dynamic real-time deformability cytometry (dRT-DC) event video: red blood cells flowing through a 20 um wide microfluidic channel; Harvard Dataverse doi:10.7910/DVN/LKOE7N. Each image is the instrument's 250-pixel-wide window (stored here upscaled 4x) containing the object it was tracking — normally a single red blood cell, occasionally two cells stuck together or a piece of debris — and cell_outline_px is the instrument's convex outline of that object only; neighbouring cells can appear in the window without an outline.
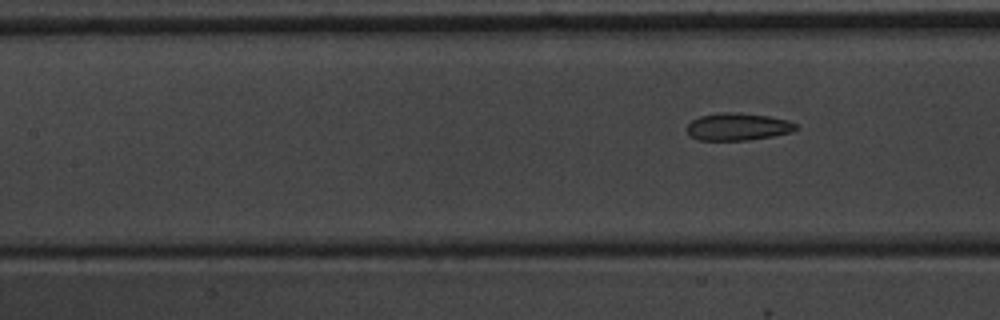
{"species": "common noctule bat (a hibernating species)", "species_latin": "Nyctalus noctula", "temperature_condition": "warm", "stored_images_in_passage": 9, "camera_frame_rate_fps": 3000, "um_per_image_px": 0.085, "animal": {"sex": "male", "body_mass_g": 20.1, "forearm_length_mm": 53.5}, "frame": {"image": 1, "passage_image": 9, "time_ms": 10.0, "image_size_px": [1000, 320], "cell_outline_px": [[800, 128], [792, 132], [772, 136], [748, 140], [696, 140], [688, 132], [688, 124], [692, 120], [700, 116], [724, 112], [728, 112], [768, 116], [788, 120], [796, 124]], "centroid_in_image_um": [62.75, 10.78], "position_along_channel_um": 144.7, "area_um2": 17.22}}